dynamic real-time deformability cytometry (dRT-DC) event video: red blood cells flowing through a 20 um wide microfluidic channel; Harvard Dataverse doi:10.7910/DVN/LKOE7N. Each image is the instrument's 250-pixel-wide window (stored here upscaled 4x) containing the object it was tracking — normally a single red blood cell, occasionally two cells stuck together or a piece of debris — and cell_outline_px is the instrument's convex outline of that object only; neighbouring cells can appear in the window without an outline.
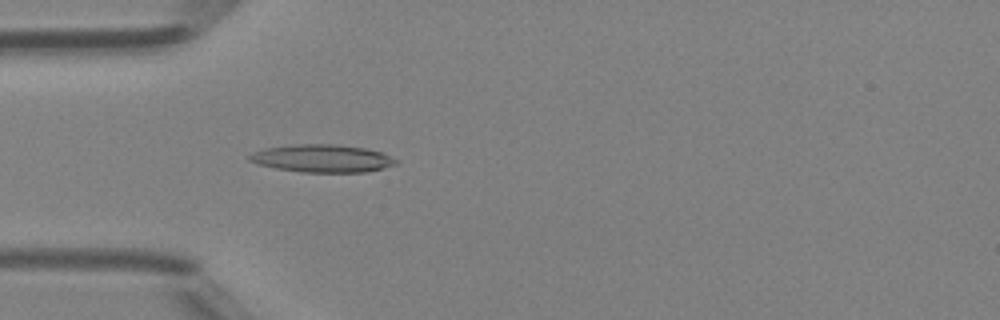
{"species": "Egyptian fruit bat (a non-hibernating species)", "species_latin": "Rousettus aegyptiacus", "temperature_condition": "room temperature", "stored_images_in_passage": 43, "camera_frame_rate_fps": 3000, "um_per_image_px": 0.085, "animal": {"sex": "female"}, "frame": {"image": 1, "passage_image": 9, "time_ms": 2.667, "image_size_px": [1000, 320], "cell_outline_px": [[400, 160], [396, 164], [384, 168], [364, 172], [300, 172], [276, 168], [256, 164], [248, 160], [248, 156], [252, 152], [264, 148], [292, 144], [336, 144], [364, 148], [380, 152]], "centroid_in_image_um": [27.36, 13.46], "position_along_channel_um": 57.6, "area_um2": 23.81}}
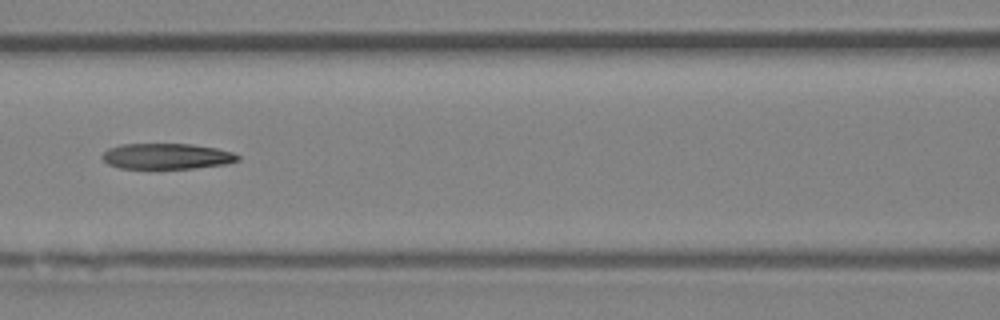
{"frame": {"image": 2, "passage_image": 16, "time_ms": 5.0, "image_size_px": [1000, 320], "cell_outline_px": [[240, 160], [224, 164], [196, 168], [120, 168], [108, 164], [100, 156], [108, 148], [120, 144], [192, 144], [216, 148], [232, 152], [240, 156]], "centroid_in_image_um": [14.16, 13.27], "position_along_channel_um": 152.4, "area_um2": 20.29}}
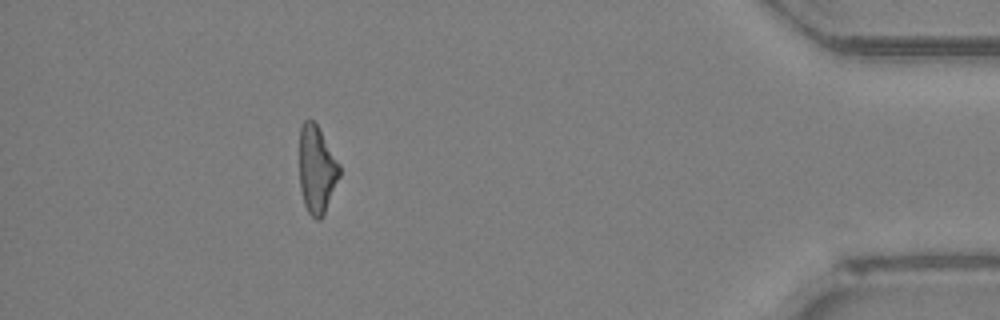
{"frame": {"image": 3, "passage_image": 38, "time_ms": 12.333, "image_size_px": [1000, 320], "cell_outline_px": [[340, 176], [324, 212], [320, 220], [316, 220], [308, 212], [304, 204], [300, 188], [300, 128], [304, 120], [312, 120], [316, 124], [340, 164]], "centroid_in_image_um": [26.92, 14.42], "position_along_channel_um": 408.3, "area_um2": 20.17}, "authors_computed_cell_mechanics": {"area_um2": 21.2704, "velocity_mm_per_s": 4.2398, "shape_relaxation_time_tau1_ms": 10.6553, "shape_relaxation_time_tau2_ms": 5.4548, "deformation_change_tau1": 0.2621, "deformation_change_tau2": 0.198}}